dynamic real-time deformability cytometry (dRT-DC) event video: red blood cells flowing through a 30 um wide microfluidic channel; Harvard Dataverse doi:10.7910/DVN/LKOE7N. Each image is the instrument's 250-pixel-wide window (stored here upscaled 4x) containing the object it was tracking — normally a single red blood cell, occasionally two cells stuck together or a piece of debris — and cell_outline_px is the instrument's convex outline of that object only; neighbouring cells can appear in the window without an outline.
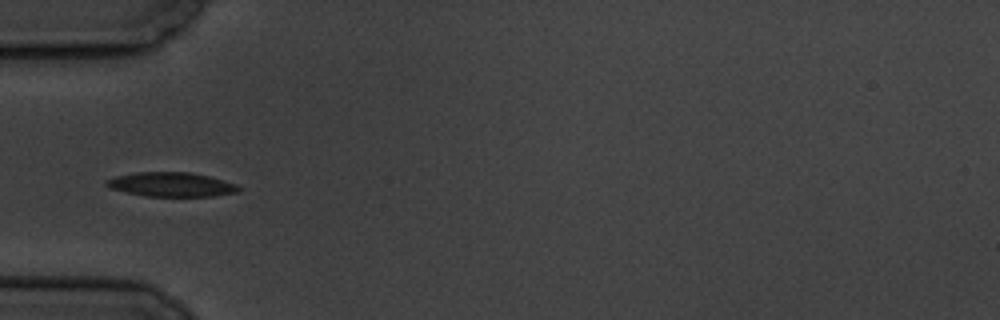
{"species": "common noctule bat (a hibernating species)", "species_latin": "Nyctalus noctula", "temperature_condition": "cold", "stored_images_in_passage": 10, "camera_frame_rate_fps": 3000, "um_per_image_px": 0.085, "animal": {"sex": "male", "body_mass_g": 19.5, "forearm_length_mm": 54.6}, "frame": {"image": 1, "passage_image": 4, "time_ms": 3.333, "image_size_px": [1000, 320], "cell_outline_px": [[240, 192], [212, 196], [144, 196], [112, 188], [104, 184], [108, 180], [116, 176], [136, 172], [188, 172], [208, 176], [236, 184], [240, 188]], "centroid_in_image_um": [14.59, 15.68], "position_along_channel_um": 70.4, "area_um2": 18.44}}
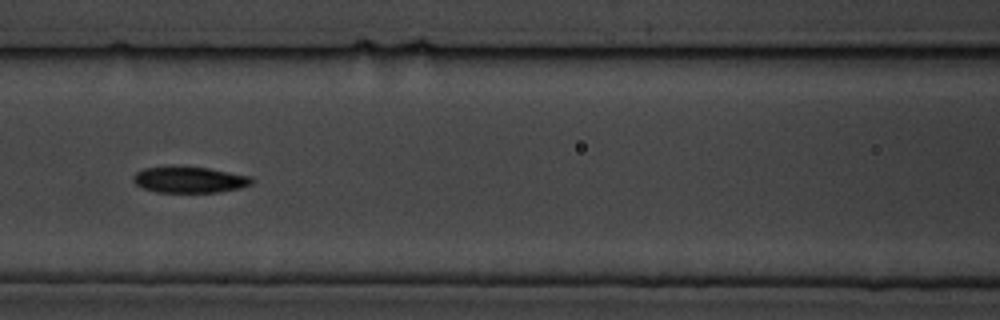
{"frame": {"image": 2, "passage_image": 6, "time_ms": 5.667, "image_size_px": [1000, 320], "cell_outline_px": [[252, 184], [240, 188], [220, 192], [156, 192], [144, 188], [136, 184], [132, 180], [132, 176], [136, 172], [144, 168], [208, 168], [252, 176]], "centroid_in_image_um": [16.13, 15.3], "position_along_channel_um": 150.5, "area_um2": 17.63}}
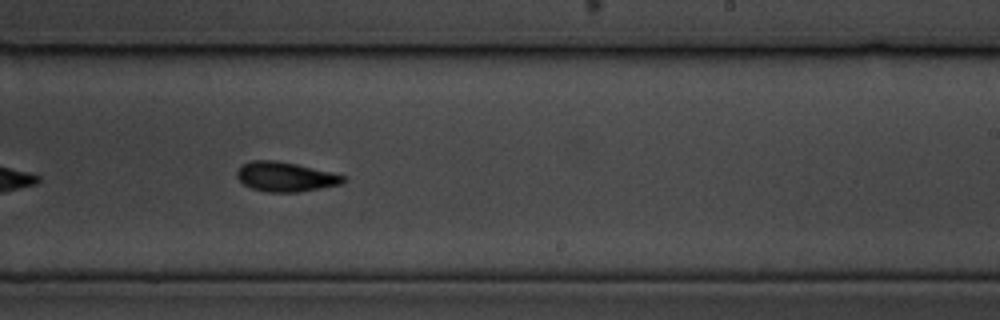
{"frame": {"image": 3, "passage_image": 9, "time_ms": 9.0, "image_size_px": [1000, 320], "cell_outline_px": [[344, 180], [340, 184], [300, 192], [268, 192], [252, 188], [244, 184], [236, 176], [236, 172], [244, 164], [252, 160], [276, 160], [296, 164], [344, 176]], "centroid_in_image_um": [24.21, 15.03], "position_along_channel_um": 264.8, "area_um2": 17.92}}